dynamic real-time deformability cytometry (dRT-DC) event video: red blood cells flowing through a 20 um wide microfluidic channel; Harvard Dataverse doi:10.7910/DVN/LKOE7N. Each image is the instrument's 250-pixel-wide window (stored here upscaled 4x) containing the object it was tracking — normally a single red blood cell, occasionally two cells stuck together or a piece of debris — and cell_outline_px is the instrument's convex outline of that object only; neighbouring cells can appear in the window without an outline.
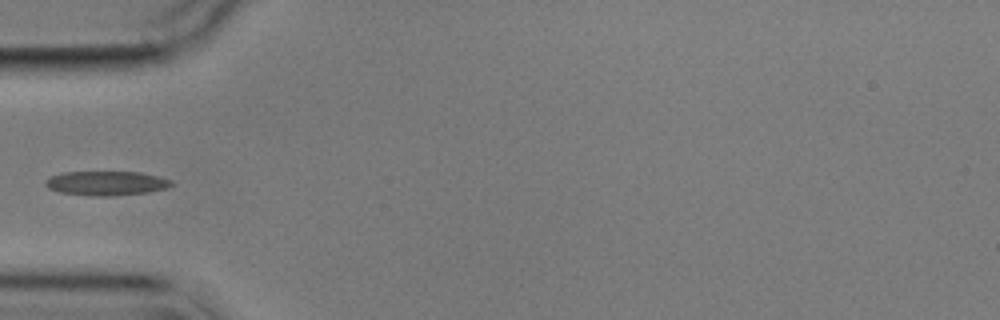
{"species": "common noctule bat (a hibernating species)", "species_latin": "Nyctalus noctula", "temperature_condition": "cold", "stored_images_in_passage": 5, "camera_frame_rate_fps": 3000, "um_per_image_px": 0.085, "animal": {"sex": "male", "body_mass_g": 17.9}, "frame": {"image": 1, "passage_image": 5, "time_ms": 4.667, "image_size_px": [1000, 320], "cell_outline_px": [[176, 184], [164, 188], [148, 192], [108, 196], [92, 196], [60, 192], [48, 188], [44, 184], [44, 180], [52, 176], [64, 172], [140, 172], [172, 180]], "centroid_in_image_um": [9.02, 15.57], "position_along_channel_um": 76.0, "area_um2": 17.74}}